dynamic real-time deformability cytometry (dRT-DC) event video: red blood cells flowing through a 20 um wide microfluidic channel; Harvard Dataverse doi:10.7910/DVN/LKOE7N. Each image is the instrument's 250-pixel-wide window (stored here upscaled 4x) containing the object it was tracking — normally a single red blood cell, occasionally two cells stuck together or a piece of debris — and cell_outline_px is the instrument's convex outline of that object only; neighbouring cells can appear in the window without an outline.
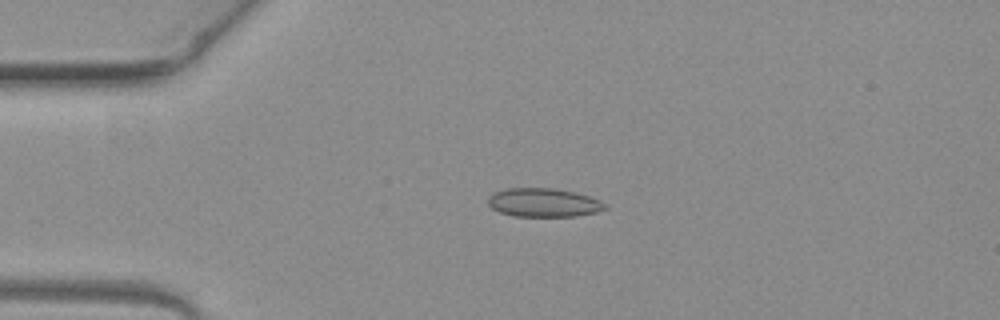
{"species": "common noctule bat (a hibernating species)", "species_latin": "Nyctalus noctula", "temperature_condition": "warm", "stored_images_in_passage": 2, "camera_frame_rate_fps": 3000, "um_per_image_px": 0.085, "animal": {"sex": "female", "body_mass_g": 19.3, "forearm_length_mm": 54.1}, "frame": {"image": 1, "passage_image": 2, "time_ms": 0.333, "image_size_px": [1000, 320], "cell_outline_px": [[608, 208], [596, 212], [576, 216], [512, 216], [500, 212], [492, 208], [488, 204], [488, 196], [492, 192], [508, 188], [552, 188], [572, 192], [588, 196], [600, 200], [608, 204]], "centroid_in_image_um": [46.19, 17.22], "position_along_channel_um": 38.8, "area_um2": 19.59}}